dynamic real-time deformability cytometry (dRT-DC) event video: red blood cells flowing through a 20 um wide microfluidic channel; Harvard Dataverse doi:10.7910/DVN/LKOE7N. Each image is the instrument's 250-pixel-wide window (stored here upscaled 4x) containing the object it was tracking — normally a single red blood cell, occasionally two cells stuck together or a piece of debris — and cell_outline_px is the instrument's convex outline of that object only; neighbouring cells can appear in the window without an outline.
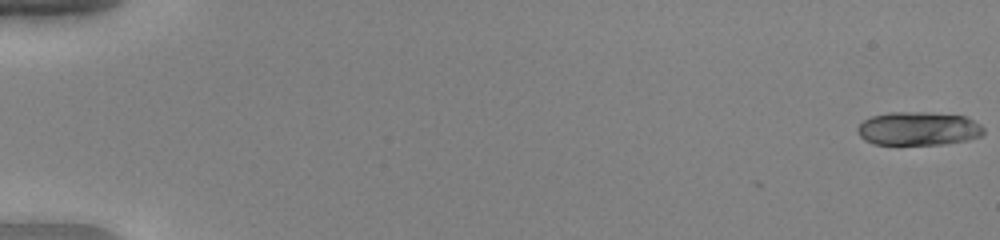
{"species": "human", "species_latin": "Homo sapiens", "temperature_condition": "warm", "stored_images_in_passage": 53, "camera_frame_rate_fps": 3000, "um_per_image_px": 0.085, "donor": {"sex": "female"}, "frame": {"image": 1, "passage_image": 1, "time_ms": 0.0, "image_size_px": [1000, 240], "cell_outline_px": [[984, 132], [980, 136], [968, 140], [948, 144], [872, 144], [864, 140], [856, 132], [856, 128], [864, 120], [872, 116], [888, 112], [928, 112], [964, 116], [980, 124], [984, 128]], "centroid_in_image_um": [78.04, 10.93], "position_along_channel_um": 7.0, "area_um2": 24.8}}
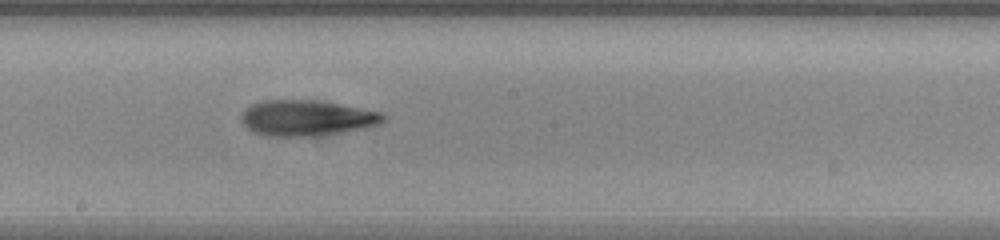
{"frame": {"image": 2, "passage_image": 31, "time_ms": 10.0, "image_size_px": [1000, 240], "cell_outline_px": [[388, 116], [380, 124], [364, 128], [320, 136], [264, 136], [252, 132], [240, 120], [240, 116], [244, 108], [260, 100], [320, 100], [384, 112]], "centroid_in_image_um": [26.08, 10.02], "position_along_channel_um": 222.1, "area_um2": 30.11}}
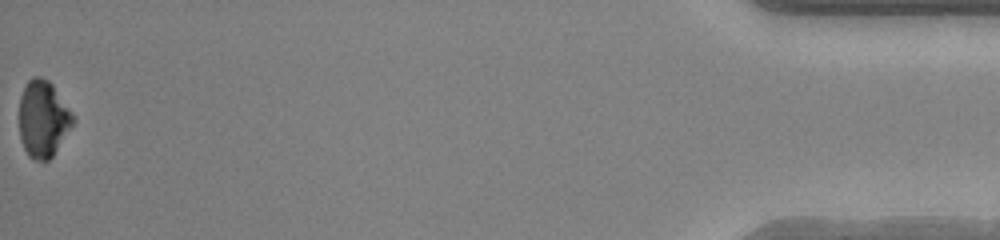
{"frame": {"image": 3, "passage_image": 53, "time_ms": 17.333, "image_size_px": [1000, 240], "cell_outline_px": [[76, 120], [52, 156], [48, 160], [36, 160], [28, 156], [20, 140], [20, 96], [28, 80], [32, 76], [40, 76], [48, 80], [52, 84], [72, 112]], "centroid_in_image_um": [3.66, 10.09], "position_along_channel_um": 431.5, "area_um2": 23.93}, "authors_computed_cell_mechanics": {"area_um2": 26.7614, "velocity_mm_per_s": 4.0587, "shape_relaxation_time_tau1_ms": 3.5584, "shape_relaxation_time_tau2_ms": 3.9281, "deformation_change_tau1": 0.2054, "deformation_change_tau2": 0.1205}}